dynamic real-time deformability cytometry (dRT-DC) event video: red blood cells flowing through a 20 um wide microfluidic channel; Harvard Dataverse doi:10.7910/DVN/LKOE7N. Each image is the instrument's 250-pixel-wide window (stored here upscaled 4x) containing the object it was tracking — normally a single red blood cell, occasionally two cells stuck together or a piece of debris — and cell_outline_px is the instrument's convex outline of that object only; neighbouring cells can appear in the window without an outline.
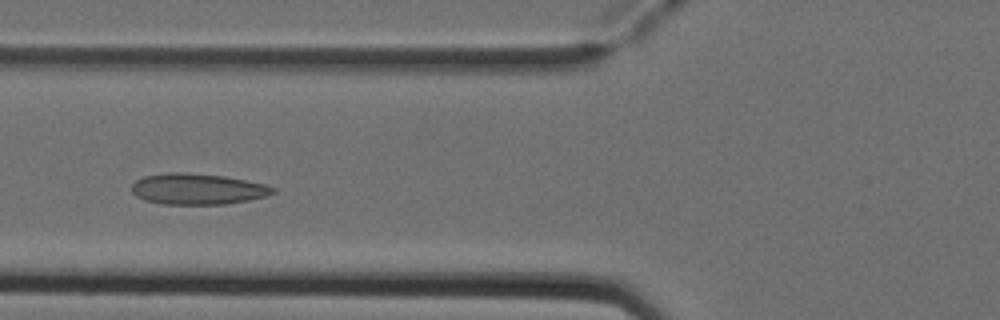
{"species": "Egyptian fruit bat (a non-hibernating species)", "species_latin": "Rousettus aegyptiacus", "temperature_condition": "cold", "stored_images_in_passage": 3, "camera_frame_rate_fps": 3000, "um_per_image_px": 0.085, "animal": {"sex": "female"}, "frame": {"image": 1, "passage_image": 3, "time_ms": 0.667, "image_size_px": [1000, 320], "cell_outline_px": [[276, 192], [264, 196], [248, 200], [224, 204], [160, 204], [144, 200], [136, 196], [132, 192], [132, 184], [136, 180], [144, 176], [168, 172], [188, 172], [224, 176], [264, 184], [276, 188]], "centroid_in_image_um": [16.75, 16.06], "position_along_channel_um": 109.0, "area_um2": 25.49}}